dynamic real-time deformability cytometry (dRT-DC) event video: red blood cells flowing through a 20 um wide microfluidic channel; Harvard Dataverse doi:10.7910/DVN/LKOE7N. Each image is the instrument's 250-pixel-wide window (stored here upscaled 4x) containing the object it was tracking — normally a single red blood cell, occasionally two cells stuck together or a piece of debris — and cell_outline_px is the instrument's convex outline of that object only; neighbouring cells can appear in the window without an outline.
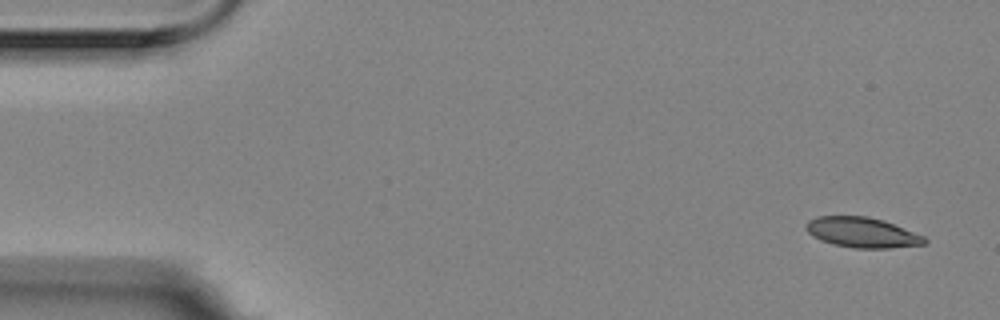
{"species": "Egyptian fruit bat (a non-hibernating species)", "species_latin": "Rousettus aegyptiacus", "temperature_condition": "room temperature", "stored_images_in_passage": 5, "camera_frame_rate_fps": 3000, "um_per_image_px": 0.085, "animal": {"sex": "female"}, "frame": {"image": 1, "passage_image": 1, "time_ms": 0.0, "image_size_px": [1000, 320], "cell_outline_px": [[928, 240], [924, 244], [888, 248], [856, 248], [832, 244], [820, 240], [812, 236], [804, 228], [804, 224], [808, 220], [816, 216], [868, 216], [884, 220], [924, 236]], "centroid_in_image_um": [73.23, 19.75], "position_along_channel_um": 11.8, "area_um2": 20.98}}
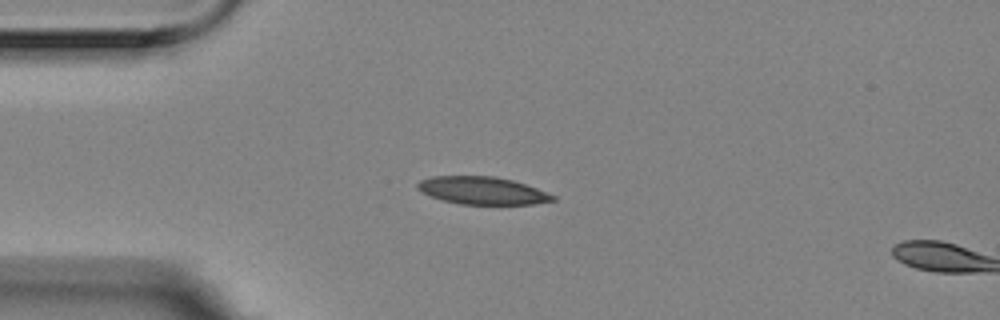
{"frame": {"image": 2, "passage_image": 4, "time_ms": 1.0, "image_size_px": [1000, 320], "cell_outline_px": [[556, 200], [532, 204], [460, 204], [444, 200], [432, 196], [416, 188], [416, 184], [420, 180], [432, 176], [496, 176], [512, 180], [536, 188], [556, 196]], "centroid_in_image_um": [41.0, 16.19], "position_along_channel_um": 44.0, "area_um2": 21.56}}